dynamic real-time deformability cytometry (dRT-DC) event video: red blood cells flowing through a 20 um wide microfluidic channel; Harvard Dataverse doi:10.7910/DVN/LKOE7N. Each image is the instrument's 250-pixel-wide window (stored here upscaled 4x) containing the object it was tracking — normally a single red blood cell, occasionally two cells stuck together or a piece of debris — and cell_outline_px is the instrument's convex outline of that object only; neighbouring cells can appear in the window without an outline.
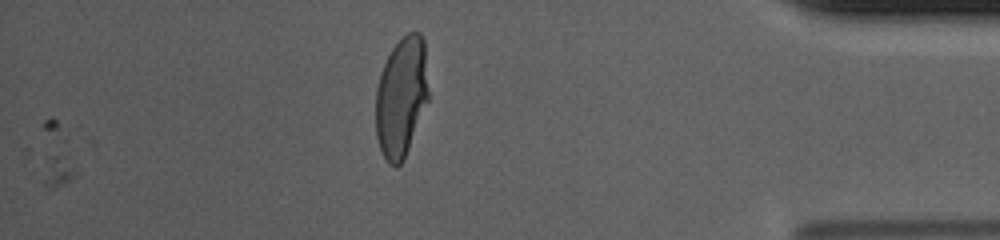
{"species": "human", "species_latin": "Homo sapiens", "temperature_condition": "cold", "stored_images_in_passage": 56, "segment_of_instrument_passage": [2, 2], "camera_frame_rate_fps": 3000, "um_per_image_px": 0.085, "donor": {"sex": "male"}, "frame": {"image": 1, "passage_image": 56, "time_ms": 18.333, "image_size_px": [1000, 240], "cell_outline_px": [[428, 100], [404, 160], [396, 168], [388, 164], [380, 148], [376, 136], [376, 88], [384, 64], [392, 48], [408, 32], [420, 32], [424, 40], [428, 92]], "centroid_in_image_um": [34.11, 8.27], "position_along_channel_um": 401.1, "area_um2": 36.76}}